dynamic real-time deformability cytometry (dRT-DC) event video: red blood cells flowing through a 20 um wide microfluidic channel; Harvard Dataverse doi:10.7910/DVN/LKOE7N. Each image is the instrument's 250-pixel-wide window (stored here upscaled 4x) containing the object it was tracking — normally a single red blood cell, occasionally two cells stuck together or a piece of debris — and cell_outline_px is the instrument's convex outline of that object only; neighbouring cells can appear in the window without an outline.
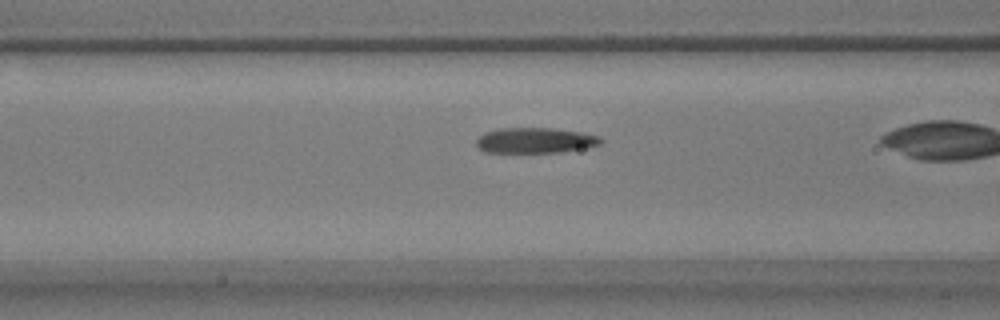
{"species": "common noctule bat (a hibernating species)", "species_latin": "Nyctalus noctula", "temperature_condition": "warm", "stored_images_in_passage": 34, "camera_frame_rate_fps": 3000, "um_per_image_px": 0.085, "animal": {"sex": "male", "body_mass_g": 17.9}, "frame": {"image": 1, "passage_image": 15, "time_ms": 4.667, "image_size_px": [1000, 320], "cell_outline_px": [[604, 140], [600, 144], [560, 152], [484, 152], [476, 148], [476, 140], [484, 132], [500, 128], [552, 128], [580, 132], [600, 136]], "centroid_in_image_um": [45.44, 11.93], "position_along_channel_um": 121.2, "area_um2": 18.38}}
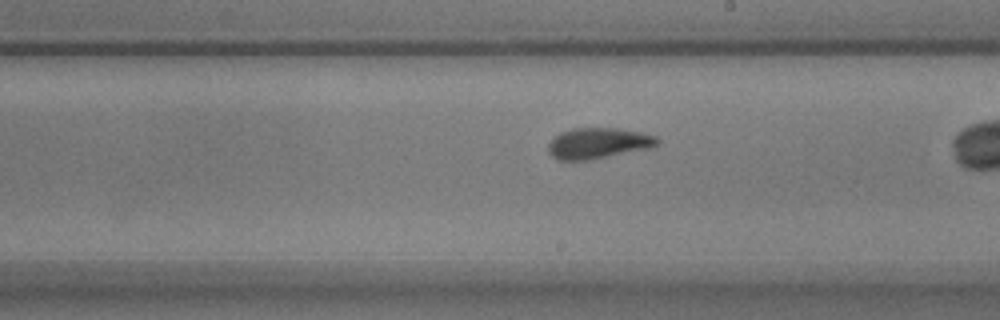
{"frame": {"image": 2, "passage_image": 25, "time_ms": 8.0, "image_size_px": [1000, 320], "cell_outline_px": [[660, 140], [656, 144], [648, 148], [588, 160], [556, 160], [548, 152], [548, 144], [560, 132], [572, 128], [616, 128], [640, 132], [656, 136]], "centroid_in_image_um": [50.8, 12.17], "position_along_channel_um": 238.2, "area_um2": 19.36}}
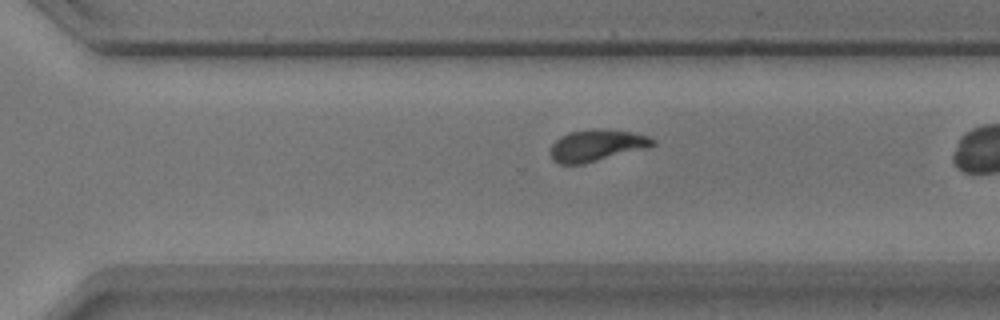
{"frame": {"image": 3, "passage_image": 32, "time_ms": 10.333, "image_size_px": [1000, 320], "cell_outline_px": [[656, 144], [648, 148], [584, 164], [560, 164], [552, 160], [548, 152], [552, 144], [560, 136], [568, 132], [592, 128], [608, 128], [632, 132], [648, 136], [656, 140]], "centroid_in_image_um": [50.71, 12.35], "position_along_channel_um": 319.9, "area_um2": 19.42}}